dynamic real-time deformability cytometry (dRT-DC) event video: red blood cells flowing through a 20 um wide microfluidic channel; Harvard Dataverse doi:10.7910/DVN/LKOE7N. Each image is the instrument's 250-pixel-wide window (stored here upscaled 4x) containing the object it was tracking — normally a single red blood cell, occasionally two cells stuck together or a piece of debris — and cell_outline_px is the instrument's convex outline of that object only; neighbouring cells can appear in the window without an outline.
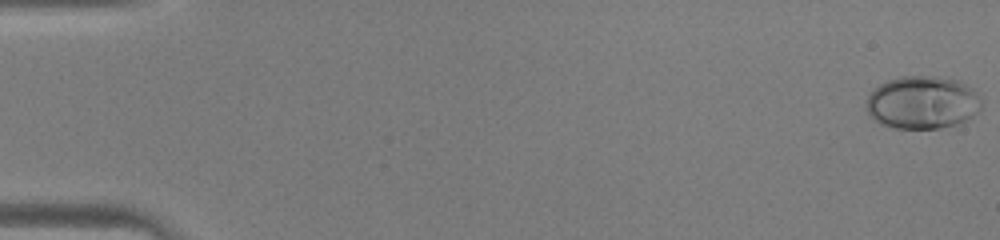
{"species": "human", "species_latin": "Homo sapiens", "temperature_condition": "warm", "stored_images_in_passage": 44, "camera_frame_rate_fps": 3000, "um_per_image_px": 0.085, "donor": {"sex": "male"}, "frame": {"image": 1, "passage_image": 1, "time_ms": 0.0, "image_size_px": [1000, 240], "cell_outline_px": [[984, 100], [980, 112], [956, 124], [940, 128], [896, 128], [880, 124], [872, 120], [868, 112], [868, 96], [872, 88], [888, 80], [900, 76], [936, 76], [960, 80], [980, 92]], "centroid_in_image_um": [78.46, 8.69], "position_along_channel_um": 6.5, "area_um2": 36.13}}
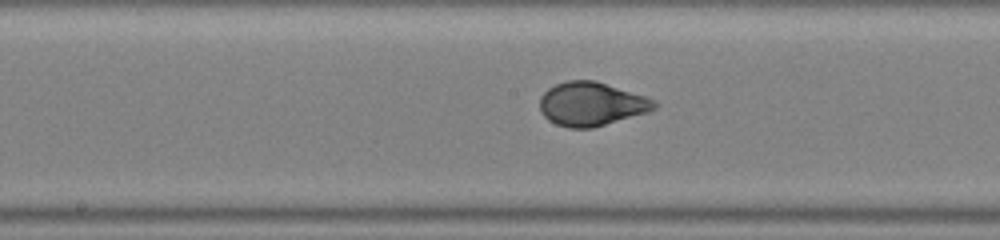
{"frame": {"image": 2, "passage_image": 24, "time_ms": 7.667, "image_size_px": [1000, 240], "cell_outline_px": [[660, 104], [656, 108], [648, 112], [592, 128], [568, 128], [556, 124], [548, 120], [540, 112], [540, 96], [548, 88], [556, 84], [568, 80], [596, 80], [656, 100]], "centroid_in_image_um": [50.27, 8.84], "position_along_channel_um": 197.9, "area_um2": 29.3}}
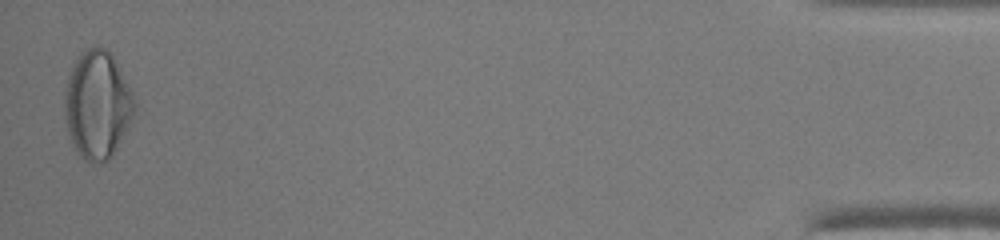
{"frame": {"image": 3, "passage_image": 44, "time_ms": 14.333, "image_size_px": [1000, 240], "cell_outline_px": [[136, 104], [128, 128], [112, 156], [108, 160], [92, 164], [84, 160], [76, 152], [68, 136], [64, 120], [64, 92], [68, 76], [72, 64], [80, 52], [88, 48], [104, 48], [112, 56], [128, 84]], "centroid_in_image_um": [8.23, 8.95], "position_along_channel_um": 427.0, "area_um2": 44.04}}